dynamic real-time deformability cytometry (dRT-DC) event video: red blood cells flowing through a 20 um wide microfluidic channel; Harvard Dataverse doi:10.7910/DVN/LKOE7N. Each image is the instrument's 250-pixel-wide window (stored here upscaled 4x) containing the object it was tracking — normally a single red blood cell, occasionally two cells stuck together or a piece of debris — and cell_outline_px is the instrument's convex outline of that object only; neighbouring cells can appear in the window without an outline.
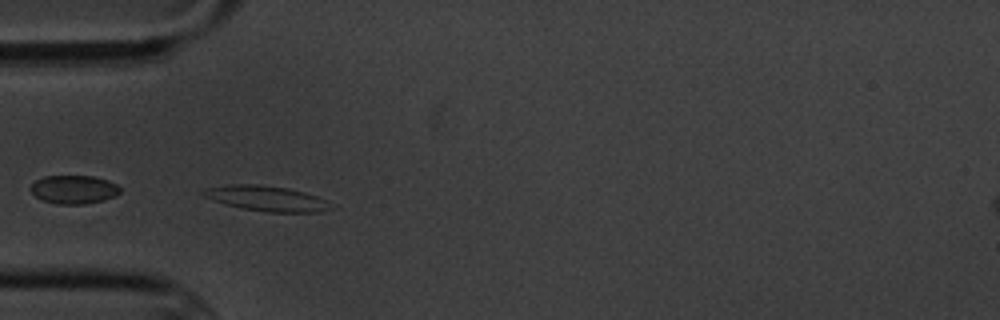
{"species": "common noctule bat (a hibernating species)", "species_latin": "Nyctalus noctula", "temperature_condition": "cold", "stored_images_in_passage": 4, "camera_frame_rate_fps": 3000, "um_per_image_px": 0.085, "animal": {"sex": "male", "body_mass_g": 20.1, "forearm_length_mm": 53.5}, "frame": {"image": 1, "passage_image": 3, "time_ms": 2.333, "image_size_px": [1000, 320], "cell_outline_px": [[336, 204], [332, 208], [320, 212], [264, 212], [224, 204], [204, 196], [200, 192], [204, 188], [232, 184], [256, 184], [288, 188], [304, 192], [316, 196]], "centroid_in_image_um": [22.69, 16.87], "position_along_channel_um": 62.3, "area_um2": 18.84}}